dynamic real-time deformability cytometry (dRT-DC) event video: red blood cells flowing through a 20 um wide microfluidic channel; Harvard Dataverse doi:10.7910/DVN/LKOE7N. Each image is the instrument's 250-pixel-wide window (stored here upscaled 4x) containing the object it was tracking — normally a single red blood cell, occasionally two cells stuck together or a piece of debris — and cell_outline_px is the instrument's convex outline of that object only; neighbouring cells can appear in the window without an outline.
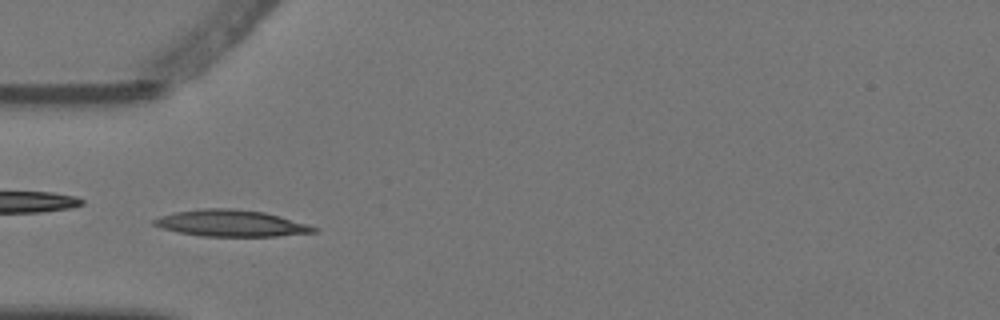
{"species": "Egyptian fruit bat (a non-hibernating species)", "species_latin": "Rousettus aegyptiacus", "temperature_condition": "warm", "stored_images_in_passage": 6, "camera_frame_rate_fps": 3000, "um_per_image_px": 0.085, "animal": {"sex": "female"}, "frame": {"image": 1, "passage_image": 5, "time_ms": 1.333, "image_size_px": [1000, 320], "cell_outline_px": [[316, 232], [276, 236], [200, 236], [176, 232], [160, 228], [152, 224], [152, 220], [160, 216], [176, 212], [204, 208], [232, 208], [264, 212], [280, 216], [308, 224], [316, 228]], "centroid_in_image_um": [19.59, 18.98], "position_along_channel_um": 65.4, "area_um2": 24.68}}